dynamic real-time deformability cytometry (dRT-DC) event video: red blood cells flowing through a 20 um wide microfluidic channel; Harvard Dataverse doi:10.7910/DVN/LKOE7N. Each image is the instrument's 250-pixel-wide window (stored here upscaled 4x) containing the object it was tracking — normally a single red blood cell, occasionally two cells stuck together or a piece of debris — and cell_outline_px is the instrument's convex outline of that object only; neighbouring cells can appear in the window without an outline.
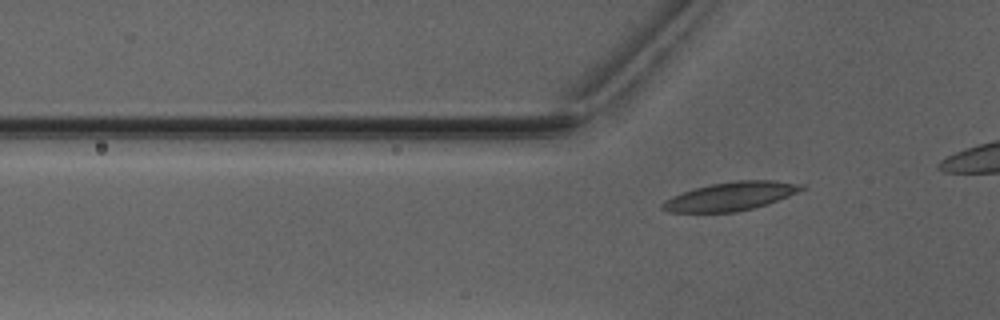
{"species": "Egyptian fruit bat (a non-hibernating species)", "species_latin": "Rousettus aegyptiacus", "temperature_condition": "warm", "stored_images_in_passage": 6, "camera_frame_rate_fps": 3000, "um_per_image_px": 0.085, "animal": {"sex": "male"}, "frame": {"image": 1, "passage_image": 6, "time_ms": 6.0, "image_size_px": [1000, 320], "cell_outline_px": [[808, 188], [768, 204], [736, 212], [668, 212], [660, 208], [660, 204], [664, 200], [672, 196], [696, 188], [712, 184], [736, 180], [772, 180], [804, 184]], "centroid_in_image_um": [62.13, 16.68], "position_along_channel_um": 63.7, "area_um2": 23.12}}